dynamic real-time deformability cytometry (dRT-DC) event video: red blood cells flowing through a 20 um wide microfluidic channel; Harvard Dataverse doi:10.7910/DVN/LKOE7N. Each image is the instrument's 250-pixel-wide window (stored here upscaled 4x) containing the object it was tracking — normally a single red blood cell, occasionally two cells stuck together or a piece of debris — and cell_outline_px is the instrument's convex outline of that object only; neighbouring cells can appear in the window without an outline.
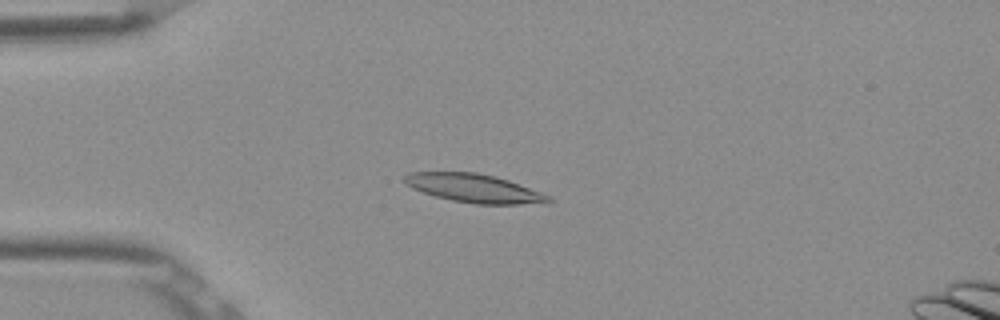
{"species": "Egyptian fruit bat (a non-hibernating species)", "species_latin": "Rousettus aegyptiacus", "temperature_condition": "room temperature", "stored_images_in_passage": 10, "camera_frame_rate_fps": 3000, "um_per_image_px": 0.085, "frame": {"image": 1, "passage_image": 4, "time_ms": 1.0, "image_size_px": [1000, 320], "cell_outline_px": [[552, 200], [548, 204], [476, 204], [452, 200], [436, 196], [412, 188], [404, 184], [404, 176], [408, 172], [476, 172], [496, 176], [508, 180], [552, 196]], "centroid_in_image_um": [40.34, 16.0], "position_along_channel_um": 44.7, "area_um2": 24.04}}
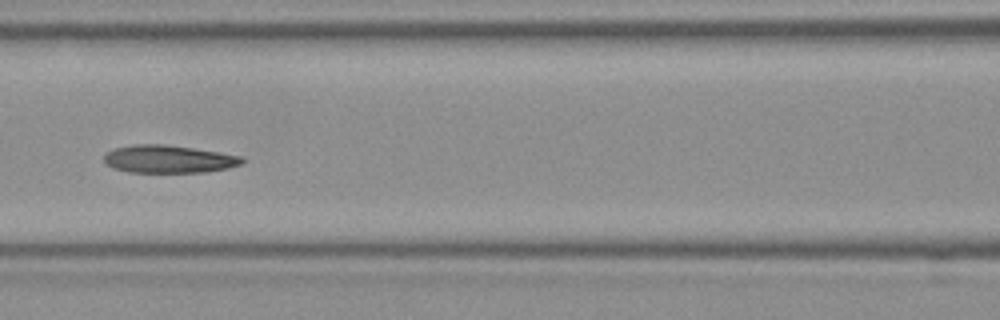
{"frame": {"image": 2, "passage_image": 7, "time_ms": 2.0, "image_size_px": [1000, 320], "cell_outline_px": [[244, 160], [240, 164], [228, 168], [208, 172], [128, 172], [112, 168], [104, 160], [104, 152], [112, 148], [132, 144], [164, 144], [192, 148], [244, 156]], "centroid_in_image_um": [14.3, 13.51], "position_along_channel_um": 152.3, "area_um2": 22.48}}
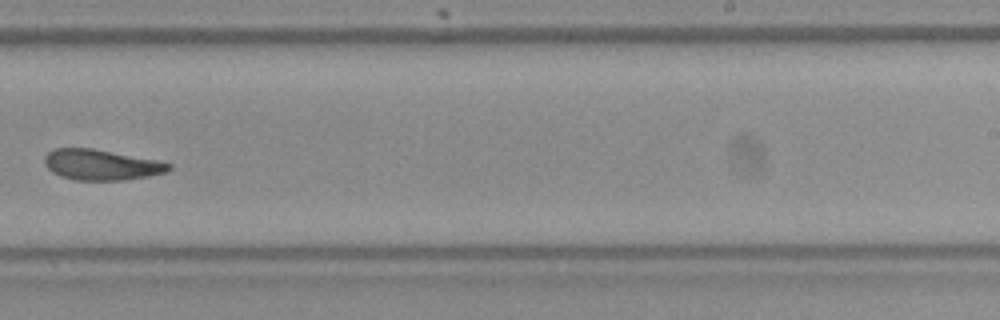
{"frame": {"image": 3, "passage_image": 10, "time_ms": 3.0, "image_size_px": [1000, 320], "cell_outline_px": [[172, 168], [164, 172], [148, 176], [124, 180], [76, 180], [60, 176], [52, 172], [44, 164], [44, 156], [52, 148], [92, 148], [156, 160], [172, 164]], "centroid_in_image_um": [8.56, 14.0], "position_along_channel_um": 280.4, "area_um2": 22.08}}